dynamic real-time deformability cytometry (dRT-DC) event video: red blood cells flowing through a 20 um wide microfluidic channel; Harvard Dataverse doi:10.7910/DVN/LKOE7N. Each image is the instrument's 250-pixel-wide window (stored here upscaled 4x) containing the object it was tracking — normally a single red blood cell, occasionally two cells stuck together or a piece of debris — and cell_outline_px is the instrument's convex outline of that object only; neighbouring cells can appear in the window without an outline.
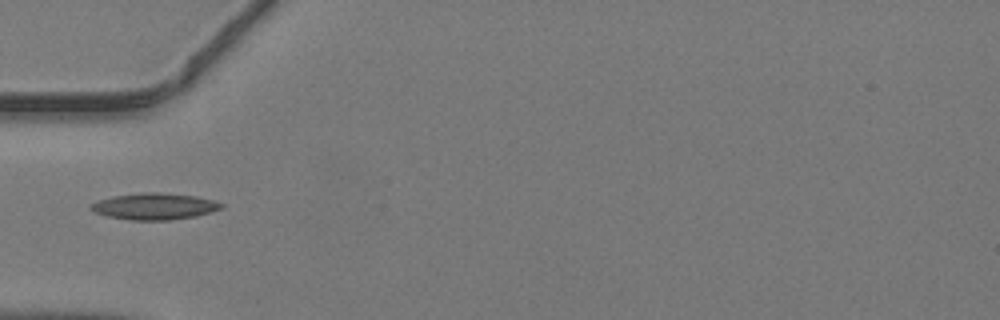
{"species": "common noctule bat (a hibernating species)", "species_latin": "Nyctalus noctula", "temperature_condition": "warm", "stored_images_in_passage": 32, "camera_frame_rate_fps": 3000, "um_per_image_px": 0.085, "animal": {"sex": "male", "body_mass_g": 19.2, "forearm_length_mm": 51.8}, "frame": {"image": 1, "passage_image": 1, "time_ms": 0.0, "image_size_px": [1000, 320], "cell_outline_px": [[224, 208], [196, 216], [168, 220], [132, 220], [108, 216], [96, 212], [88, 208], [96, 200], [112, 196], [140, 192], [160, 192], [196, 196], [212, 200], [224, 204]], "centroid_in_image_um": [13.13, 17.53], "position_along_channel_um": 71.9, "area_um2": 20.17}}
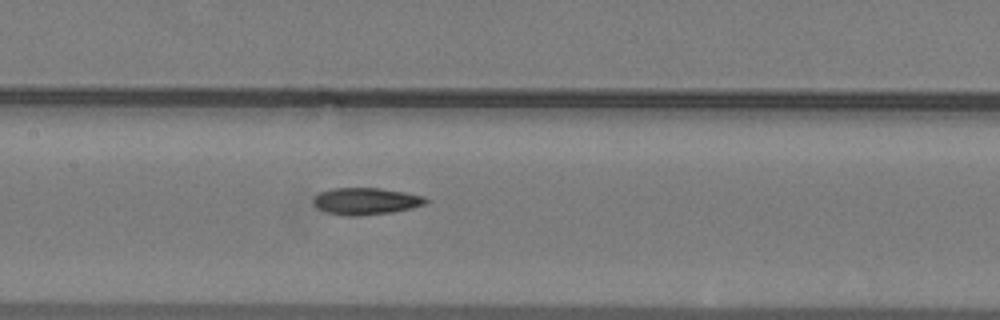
{"frame": {"image": 2, "passage_image": 8, "time_ms": 2.333, "image_size_px": [1000, 320], "cell_outline_px": [[428, 200], [424, 204], [412, 208], [392, 212], [360, 216], [344, 216], [328, 212], [316, 208], [312, 200], [320, 192], [332, 188], [380, 188], [404, 192], [424, 196]], "centroid_in_image_um": [31.08, 17.1], "position_along_channel_um": 176.3, "area_um2": 17.63}}
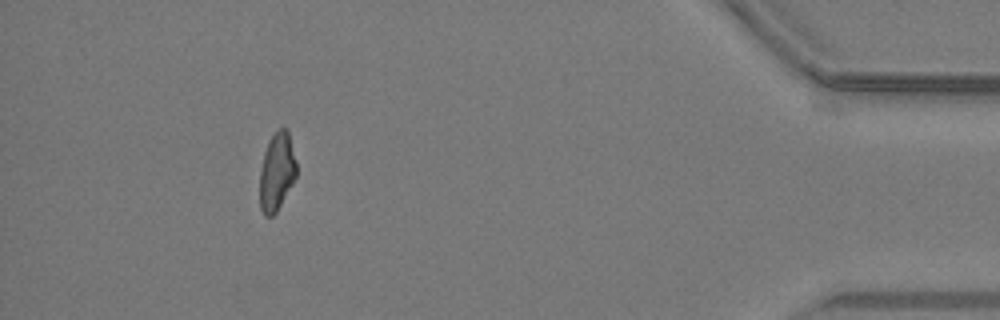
{"frame": {"image": 3, "passage_image": 28, "time_ms": 9.0, "image_size_px": [1000, 320], "cell_outline_px": [[296, 176], [292, 184], [276, 212], [272, 216], [264, 216], [260, 208], [260, 172], [264, 152], [268, 140], [276, 128], [284, 128], [288, 132], [296, 160]], "centroid_in_image_um": [23.51, 14.58], "position_along_channel_um": 411.7, "area_um2": 16.65}}